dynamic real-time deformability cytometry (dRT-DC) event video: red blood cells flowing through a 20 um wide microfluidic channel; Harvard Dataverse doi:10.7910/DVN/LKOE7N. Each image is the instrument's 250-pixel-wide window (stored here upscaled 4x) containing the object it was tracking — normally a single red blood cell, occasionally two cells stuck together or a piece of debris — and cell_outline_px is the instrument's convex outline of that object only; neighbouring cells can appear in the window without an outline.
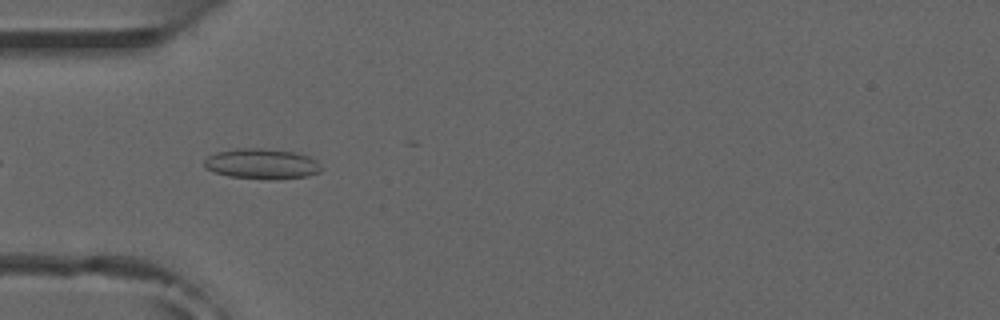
{"species": "common noctule bat (a hibernating species)", "species_latin": "Nyctalus noctula", "temperature_condition": "room temperature", "stored_images_in_passage": 7, "camera_frame_rate_fps": 3000, "um_per_image_px": 0.085, "animal": {"sex": "male", "forearm_length_mm": 52.5}, "frame": {"image": 1, "passage_image": 3, "time_ms": 0.667, "image_size_px": [1000, 320], "cell_outline_px": [[324, 168], [320, 172], [308, 176], [268, 180], [228, 176], [204, 168], [204, 160], [208, 156], [216, 152], [236, 148], [264, 148], [296, 152], [308, 156], [316, 160]], "centroid_in_image_um": [22.27, 13.92], "position_along_channel_um": 62.7, "area_um2": 20.98}}
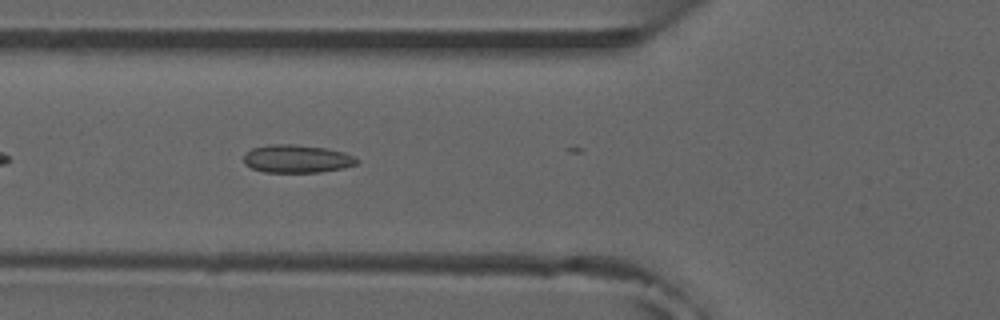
{"frame": {"image": 2, "passage_image": 6, "time_ms": 1.667, "image_size_px": [1000, 320], "cell_outline_px": [[360, 160], [356, 164], [344, 168], [320, 172], [264, 172], [252, 168], [244, 164], [244, 156], [252, 148], [272, 144], [292, 144], [324, 148], [344, 152]], "centroid_in_image_um": [25.24, 13.5], "position_along_channel_um": 100.6, "area_um2": 18.32}}